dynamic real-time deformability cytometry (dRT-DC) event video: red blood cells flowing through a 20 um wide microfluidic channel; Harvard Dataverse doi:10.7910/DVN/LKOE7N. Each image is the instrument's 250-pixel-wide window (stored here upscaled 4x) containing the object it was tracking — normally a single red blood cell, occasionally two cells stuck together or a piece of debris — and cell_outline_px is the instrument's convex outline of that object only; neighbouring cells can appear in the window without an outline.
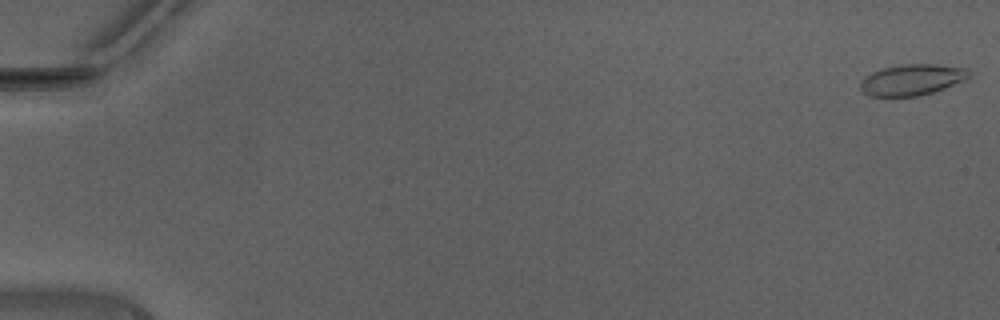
{"species": "Egyptian fruit bat (a non-hibernating species)", "species_latin": "Rousettus aegyptiacus", "temperature_condition": "warm", "stored_images_in_passage": 48, "camera_frame_rate_fps": 3000, "um_per_image_px": 0.085, "animal": {"sex": "male"}, "frame": {"image": 1, "passage_image": 1, "time_ms": 0.0, "image_size_px": [1000, 320], "cell_outline_px": [[968, 76], [964, 80], [944, 88], [932, 92], [916, 96], [868, 96], [860, 88], [860, 84], [872, 72], [884, 68], [904, 64], [936, 64], [964, 68], [968, 72]], "centroid_in_image_um": [77.5, 6.78], "position_along_channel_um": 7.5, "area_um2": 19.13}}
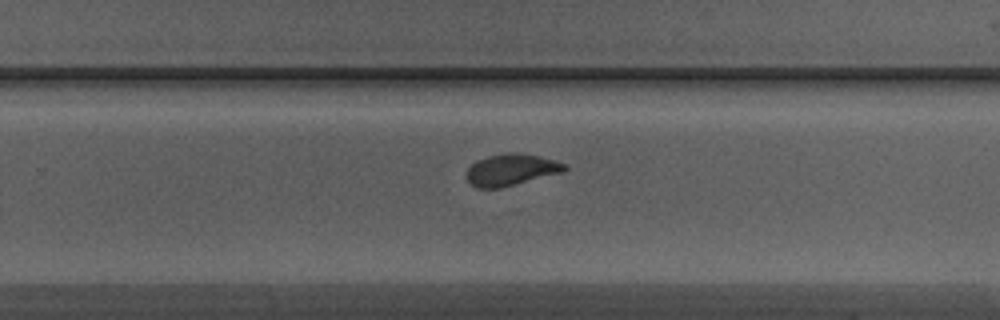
{"frame": {"image": 2, "passage_image": 32, "time_ms": 10.333, "image_size_px": [1000, 320], "cell_outline_px": [[568, 168], [564, 172], [500, 188], [476, 188], [468, 180], [468, 168], [476, 160], [504, 152], [516, 152], [536, 156], [552, 160], [564, 164]], "centroid_in_image_um": [43.44, 14.43], "position_along_channel_um": 286.4, "area_um2": 17.8}}
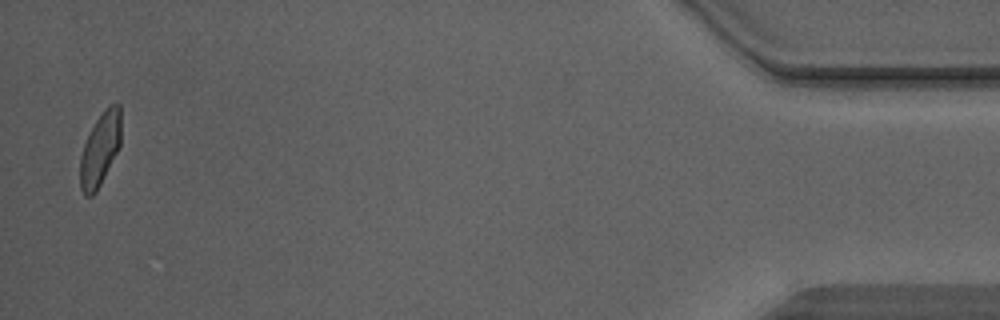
{"frame": {"image": 3, "passage_image": 47, "time_ms": 15.333, "image_size_px": [1000, 320], "cell_outline_px": [[120, 144], [96, 192], [92, 196], [84, 196], [80, 188], [80, 156], [84, 144], [96, 120], [104, 108], [108, 104], [120, 104]], "centroid_in_image_um": [8.49, 12.68], "position_along_channel_um": 426.7, "area_um2": 17.17}}